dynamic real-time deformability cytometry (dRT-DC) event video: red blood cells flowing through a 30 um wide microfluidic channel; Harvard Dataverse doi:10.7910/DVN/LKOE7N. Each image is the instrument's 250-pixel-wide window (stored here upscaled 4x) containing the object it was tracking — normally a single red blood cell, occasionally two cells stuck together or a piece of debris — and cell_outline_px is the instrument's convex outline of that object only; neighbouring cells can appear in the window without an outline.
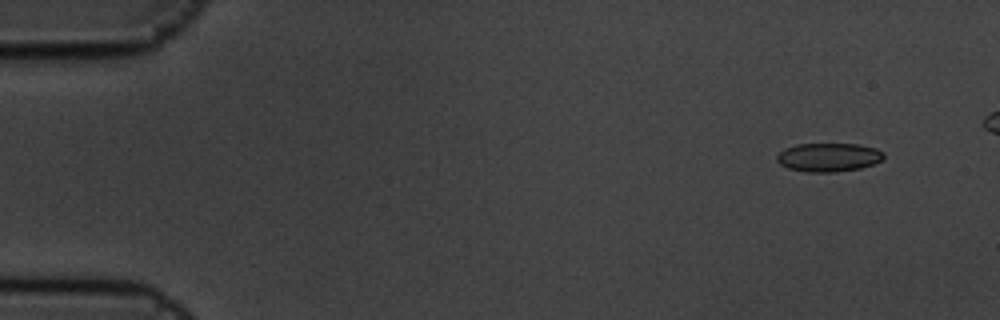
{"species": "common noctule bat (a hibernating species)", "species_latin": "Nyctalus noctula", "temperature_condition": "cold", "stored_images_in_passage": 7, "camera_frame_rate_fps": 3000, "um_per_image_px": 0.085, "animal": {"sex": "male", "body_mass_g": 19.5, "forearm_length_mm": 54.6}, "frame": {"image": 1, "passage_image": 2, "time_ms": 0.333, "image_size_px": [1000, 320], "cell_outline_px": [[884, 156], [880, 160], [872, 164], [860, 168], [836, 172], [808, 172], [788, 168], [780, 164], [776, 160], [776, 156], [784, 148], [796, 144], [856, 144], [876, 148], [884, 152]], "centroid_in_image_um": [70.4, 13.36], "position_along_channel_um": 14.6, "area_um2": 17.8}}
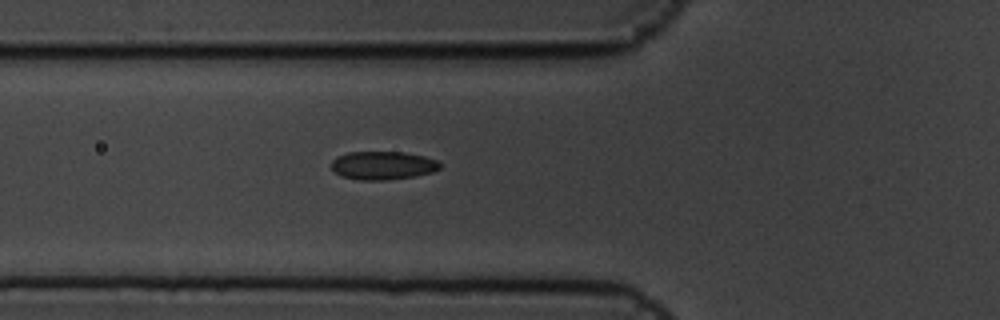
{"frame": {"image": 2, "passage_image": 7, "time_ms": 2.0, "image_size_px": [1000, 320], "cell_outline_px": [[440, 168], [432, 172], [416, 176], [388, 180], [360, 180], [344, 176], [336, 172], [332, 168], [332, 160], [336, 156], [348, 152], [404, 152], [424, 156], [436, 160], [440, 164]], "centroid_in_image_um": [32.55, 14.06], "position_along_channel_um": 93.3, "area_um2": 17.86}}